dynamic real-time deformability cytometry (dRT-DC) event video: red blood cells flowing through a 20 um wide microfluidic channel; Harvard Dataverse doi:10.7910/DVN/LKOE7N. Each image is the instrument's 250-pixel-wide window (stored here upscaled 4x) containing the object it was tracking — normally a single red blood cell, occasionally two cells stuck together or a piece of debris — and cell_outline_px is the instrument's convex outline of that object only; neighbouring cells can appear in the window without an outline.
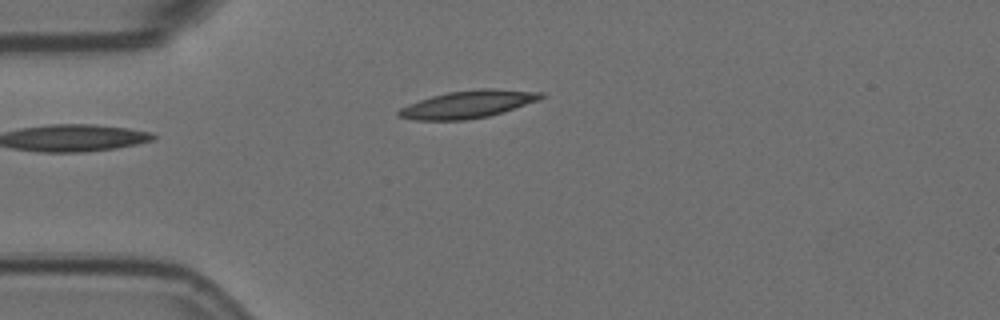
{"species": "Egyptian fruit bat (a non-hibernating species)", "species_latin": "Rousettus aegyptiacus", "temperature_condition": "room temperature", "stored_images_in_passage": 4, "camera_frame_rate_fps": 3000, "um_per_image_px": 0.085, "animal": {"sex": "female"}, "frame": {"image": 1, "passage_image": 4, "time_ms": 1.0, "image_size_px": [1000, 320], "cell_outline_px": [[544, 96], [540, 100], [488, 116], [464, 120], [416, 120], [396, 116], [396, 112], [400, 108], [408, 104], [432, 96], [448, 92], [480, 88], [492, 88], [544, 92]], "centroid_in_image_um": [39.77, 8.85], "position_along_channel_um": 45.2, "area_um2": 22.77}}